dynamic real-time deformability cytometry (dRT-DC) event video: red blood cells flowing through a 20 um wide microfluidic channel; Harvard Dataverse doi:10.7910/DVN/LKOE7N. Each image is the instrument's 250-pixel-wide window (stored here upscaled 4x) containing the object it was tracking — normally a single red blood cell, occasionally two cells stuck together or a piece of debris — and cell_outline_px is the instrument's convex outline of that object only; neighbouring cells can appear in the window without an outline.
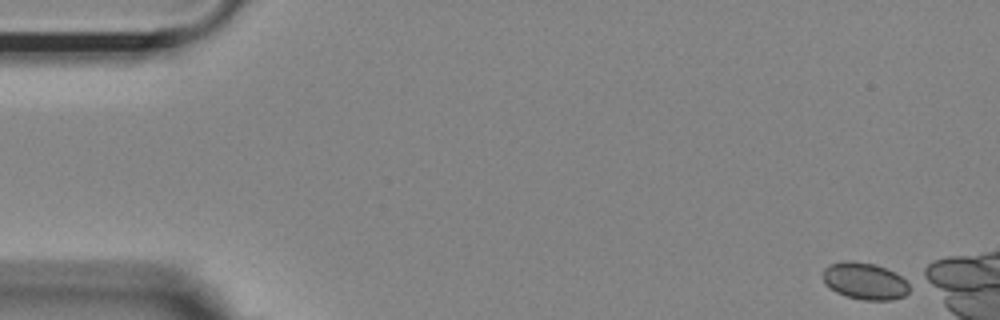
{"species": "Egyptian fruit bat (a non-hibernating species)", "species_latin": "Rousettus aegyptiacus", "temperature_condition": "room temperature", "stored_images_in_passage": 7, "camera_frame_rate_fps": 3000, "um_per_image_px": 0.085, "animal": {"sex": "female"}, "frame": {"image": 1, "passage_image": 1, "time_ms": 0.0, "image_size_px": [1000, 320], "cell_outline_px": [[908, 292], [904, 296], [892, 300], [864, 300], [848, 296], [836, 292], [824, 284], [824, 268], [828, 264], [844, 260], [852, 260], [876, 264], [896, 272], [908, 280]], "centroid_in_image_um": [73.52, 23.87], "position_along_channel_um": 11.5, "area_um2": 18.84}}